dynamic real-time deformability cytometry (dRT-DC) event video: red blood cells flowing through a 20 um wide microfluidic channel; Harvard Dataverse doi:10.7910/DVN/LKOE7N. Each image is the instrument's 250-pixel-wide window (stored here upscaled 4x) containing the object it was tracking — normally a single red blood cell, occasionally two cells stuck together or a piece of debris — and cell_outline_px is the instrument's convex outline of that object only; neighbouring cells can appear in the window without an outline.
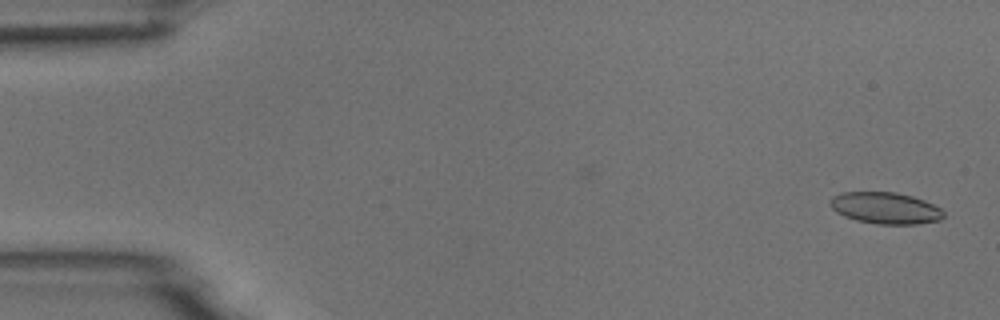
{"species": "common noctule bat (a hibernating species)", "species_latin": "Nyctalus noctula", "temperature_condition": "room temperature", "stored_images_in_passage": 54, "camera_frame_rate_fps": 3000, "um_per_image_px": 0.085, "animal": {"sex": "male", "body_mass_g": 18.8}, "frame": {"image": 1, "passage_image": 2, "time_ms": 0.333, "image_size_px": [1000, 320], "cell_outline_px": [[944, 216], [940, 220], [920, 224], [876, 224], [856, 220], [844, 216], [836, 212], [828, 204], [828, 200], [832, 196], [840, 192], [896, 192], [912, 196], [924, 200], [940, 208], [944, 212]], "centroid_in_image_um": [75.23, 17.68], "position_along_channel_um": 9.8, "area_um2": 21.1}}
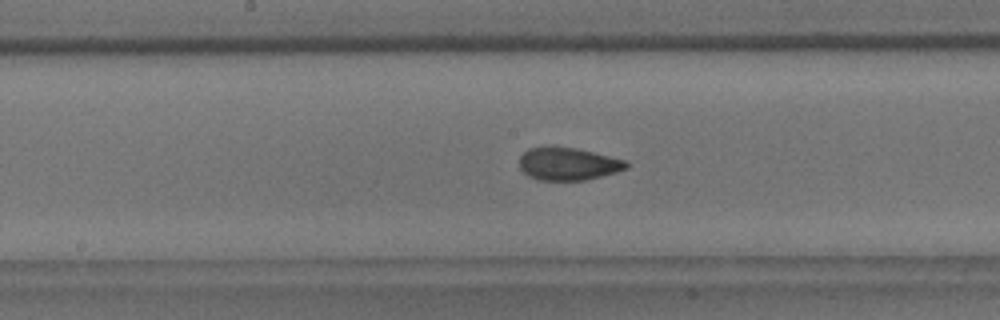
{"frame": {"image": 2, "passage_image": 28, "time_ms": 9.0, "image_size_px": [1000, 320], "cell_outline_px": [[628, 168], [616, 172], [584, 180], [536, 180], [528, 176], [520, 168], [520, 156], [528, 148], [552, 144], [576, 148], [628, 160]], "centroid_in_image_um": [48.26, 13.9], "position_along_channel_um": 199.9, "area_um2": 20.81}}
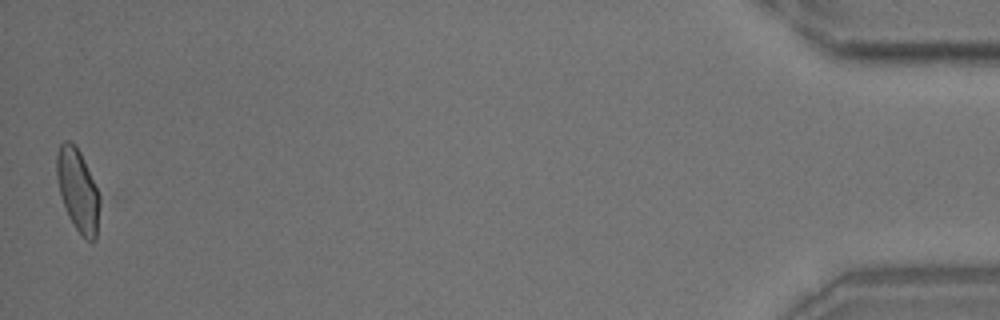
{"frame": {"image": 3, "passage_image": 54, "time_ms": 17.667, "image_size_px": [1000, 320], "cell_outline_px": [[104, 196], [96, 240], [88, 240], [76, 228], [68, 216], [60, 192], [56, 176], [56, 156], [60, 144], [64, 140], [68, 140], [76, 144]], "centroid_in_image_um": [6.7, 16.15], "position_along_channel_um": 428.5, "area_um2": 21.62}, "authors_computed_cell_mechanics": {"area_um2": 20.808, "velocity_mm_per_s": 3.713, "shape_relaxation_time_tau1_ms": 3.904, "shape_relaxation_time_tau2_ms": 1.1985, "deformation_change_tau1": 0.1181, "deformation_change_tau2": 0.0684}}